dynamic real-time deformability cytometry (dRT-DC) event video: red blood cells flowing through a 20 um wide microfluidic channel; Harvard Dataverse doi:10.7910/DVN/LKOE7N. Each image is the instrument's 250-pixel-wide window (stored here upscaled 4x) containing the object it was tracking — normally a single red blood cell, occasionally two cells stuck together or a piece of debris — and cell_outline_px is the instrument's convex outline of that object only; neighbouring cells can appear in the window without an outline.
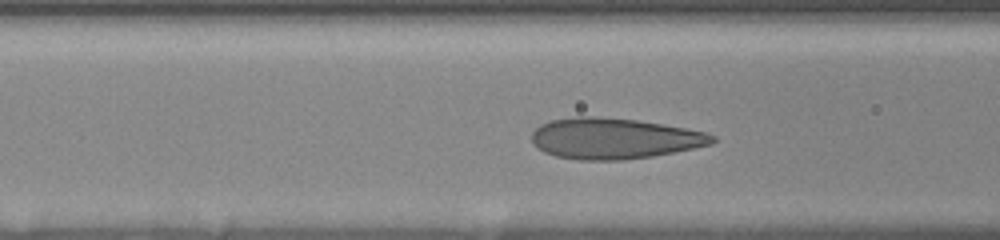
{"species": "human", "species_latin": "Homo sapiens", "temperature_condition": "room temperature", "stored_images_in_passage": 41, "camera_frame_rate_fps": 3000, "um_per_image_px": 0.085, "donor": {"sex": "female"}, "frame": {"image": 1, "passage_image": 19, "time_ms": 6.0, "image_size_px": [1000, 240], "cell_outline_px": [[716, 140], [712, 144], [652, 156], [624, 160], [576, 160], [556, 156], [544, 152], [536, 148], [532, 144], [532, 132], [540, 124], [552, 120], [576, 116], [596, 116], [636, 120], [684, 128], [704, 132], [716, 136]], "centroid_in_image_um": [52.14, 11.77], "position_along_channel_um": 114.5, "area_um2": 42.95}}
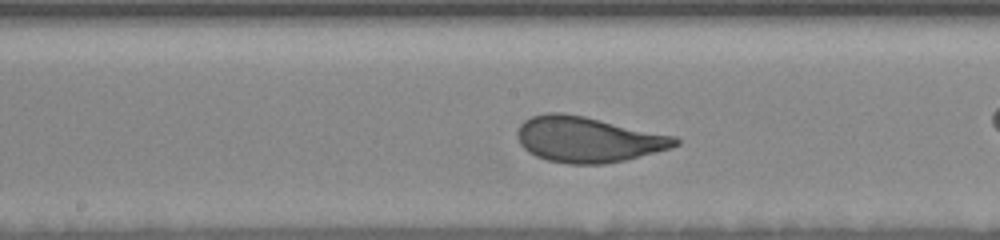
{"frame": {"image": 2, "passage_image": 26, "time_ms": 8.333, "image_size_px": [1000, 240], "cell_outline_px": [[680, 144], [672, 148], [624, 160], [604, 164], [568, 164], [548, 160], [536, 156], [528, 152], [520, 144], [516, 136], [516, 132], [520, 124], [524, 120], [532, 116], [548, 112], [564, 112], [584, 116], [676, 136], [680, 140]], "centroid_in_image_um": [49.97, 11.85], "position_along_channel_um": 198.2, "area_um2": 42.14}}
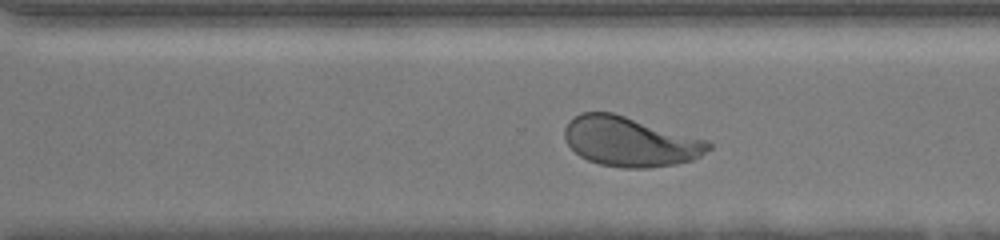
{"frame": {"image": 3, "passage_image": 36, "time_ms": 11.667, "image_size_px": [1000, 240], "cell_outline_px": [[712, 148], [700, 156], [692, 160], [676, 164], [648, 168], [624, 168], [600, 164], [588, 160], [580, 156], [568, 144], [564, 136], [564, 128], [568, 120], [580, 112], [612, 112], [708, 140], [712, 144]], "centroid_in_image_um": [53.55, 12.03], "position_along_channel_um": 317.0, "area_um2": 41.73}}